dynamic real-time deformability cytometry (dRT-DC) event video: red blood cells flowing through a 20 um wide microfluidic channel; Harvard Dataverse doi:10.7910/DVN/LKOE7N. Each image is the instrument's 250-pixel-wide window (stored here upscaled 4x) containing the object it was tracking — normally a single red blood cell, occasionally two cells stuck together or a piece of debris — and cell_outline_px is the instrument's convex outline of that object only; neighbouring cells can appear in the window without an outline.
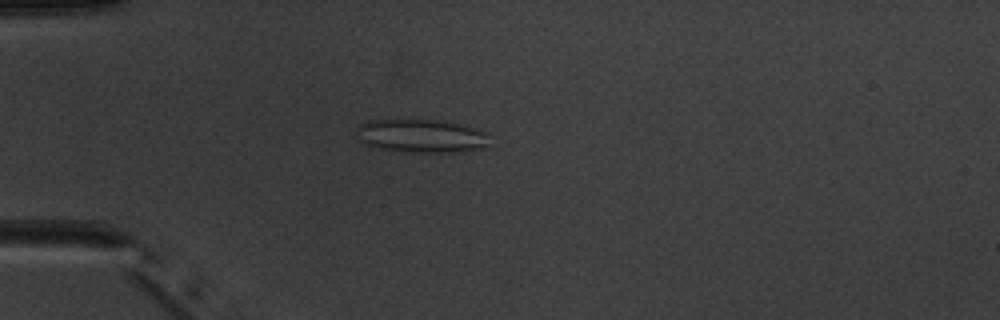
{"species": "common noctule bat (a hibernating species)", "species_latin": "Nyctalus noctula", "temperature_condition": "warm", "stored_images_in_passage": 2, "camera_frame_rate_fps": 3000, "um_per_image_px": 0.085, "animal": {"sex": "male", "body_mass_g": 20.1, "forearm_length_mm": 53.5}, "frame": {"image": 1, "passage_image": 1, "time_ms": 0.0, "image_size_px": [1000, 320], "cell_outline_px": [[488, 148], [460, 152], [404, 152], [376, 148], [364, 144], [356, 140], [356, 128], [360, 124], [368, 120], [396, 116], [444, 120], [460, 124], [488, 132]], "centroid_in_image_um": [35.74, 11.51], "position_along_channel_um": 49.3, "area_um2": 27.57}}